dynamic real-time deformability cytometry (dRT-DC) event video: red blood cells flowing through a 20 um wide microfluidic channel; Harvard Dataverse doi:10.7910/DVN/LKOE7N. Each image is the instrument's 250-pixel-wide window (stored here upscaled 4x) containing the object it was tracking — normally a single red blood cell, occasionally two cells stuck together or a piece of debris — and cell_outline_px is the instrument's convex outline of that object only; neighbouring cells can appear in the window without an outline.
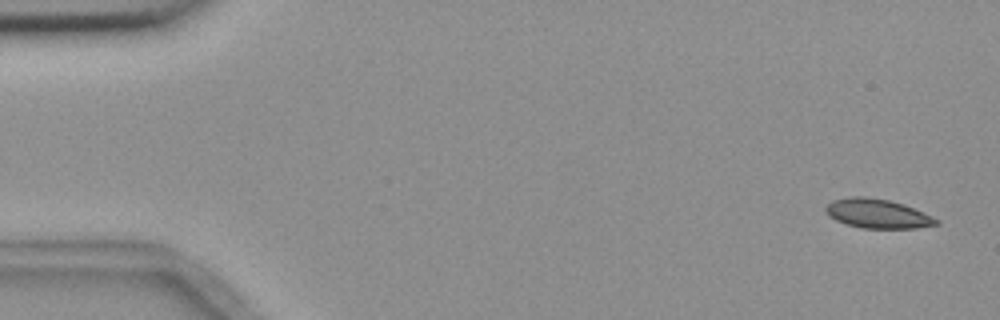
{"species": "common noctule bat (a hibernating species)", "species_latin": "Nyctalus noctula", "temperature_condition": "room temperature", "stored_images_in_passage": 5, "camera_frame_rate_fps": 3000, "um_per_image_px": 0.085, "animal": {"sex": "female", "body_mass_g": 18.4}, "frame": {"image": 1, "passage_image": 1, "time_ms": 0.0, "image_size_px": [1000, 320], "cell_outline_px": [[940, 224], [916, 228], [864, 228], [848, 224], [836, 220], [824, 208], [832, 200], [852, 196], [860, 196], [888, 200], [904, 204], [932, 216], [940, 220]], "centroid_in_image_um": [74.64, 18.16], "position_along_channel_um": 10.4, "area_um2": 18.55}}
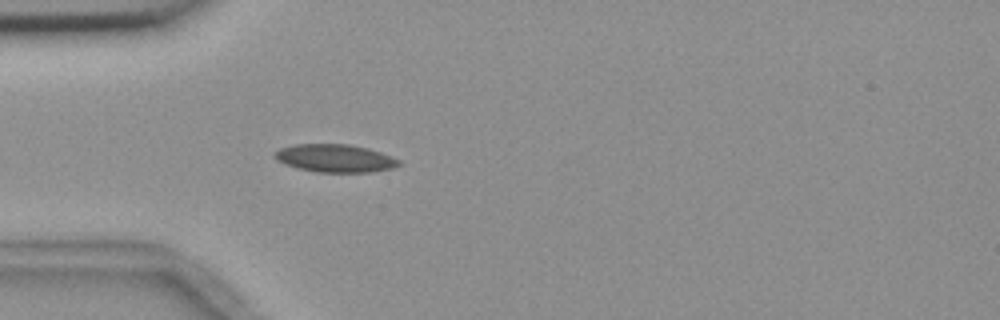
{"frame": {"image": 2, "passage_image": 5, "time_ms": 4.667, "image_size_px": [1000, 320], "cell_outline_px": [[400, 164], [392, 168], [372, 172], [316, 172], [296, 168], [284, 164], [276, 160], [272, 156], [280, 148], [296, 144], [348, 144], [368, 148], [380, 152], [400, 160]], "centroid_in_image_um": [28.45, 13.45], "position_along_channel_um": 56.6, "area_um2": 20.23}}